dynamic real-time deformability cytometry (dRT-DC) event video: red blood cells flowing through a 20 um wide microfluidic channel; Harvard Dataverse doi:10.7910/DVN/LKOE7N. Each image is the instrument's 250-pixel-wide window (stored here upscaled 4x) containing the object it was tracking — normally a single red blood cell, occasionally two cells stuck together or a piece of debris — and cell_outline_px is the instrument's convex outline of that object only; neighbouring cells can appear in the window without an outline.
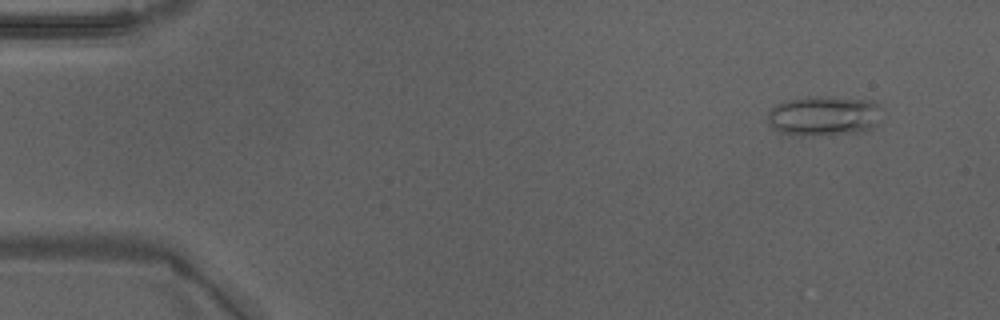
{"species": "Egyptian fruit bat (a non-hibernating species)", "species_latin": "Rousettus aegyptiacus", "temperature_condition": "warm", "stored_images_in_passage": 4, "camera_frame_rate_fps": 3000, "um_per_image_px": 0.085, "animal": {"sex": "male"}, "frame": {"image": 1, "passage_image": 4, "time_ms": 1.0, "image_size_px": [1000, 320], "cell_outline_px": [[880, 120], [872, 128], [860, 132], [804, 136], [800, 136], [780, 132], [772, 128], [768, 120], [768, 112], [776, 104], [788, 100], [808, 96], [832, 96], [872, 100], [876, 104]], "centroid_in_image_um": [70.0, 9.84], "position_along_channel_um": 15.0, "area_um2": 26.65}}